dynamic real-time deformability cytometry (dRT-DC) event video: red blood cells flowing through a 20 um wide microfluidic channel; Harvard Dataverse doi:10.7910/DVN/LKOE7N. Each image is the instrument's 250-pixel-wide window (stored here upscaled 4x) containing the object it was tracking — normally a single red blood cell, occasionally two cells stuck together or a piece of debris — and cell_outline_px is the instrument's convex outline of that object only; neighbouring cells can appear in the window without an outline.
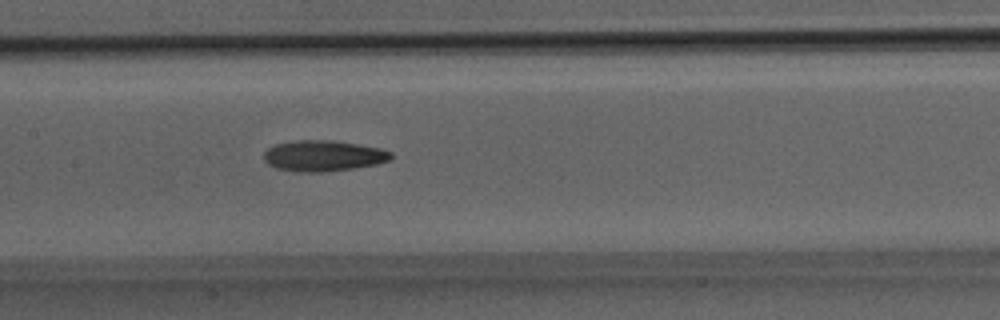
{"species": "Egyptian fruit bat (a non-hibernating species)", "species_latin": "Rousettus aegyptiacus", "temperature_condition": "room temperature", "stored_images_in_passage": 15, "camera_frame_rate_fps": 3000, "um_per_image_px": 0.085, "animal": {"sex": "male"}, "frame": {"image": 1, "passage_image": 15, "time_ms": 4.667, "image_size_px": [1000, 320], "cell_outline_px": [[392, 156], [388, 160], [376, 164], [356, 168], [320, 172], [296, 172], [276, 168], [268, 164], [264, 160], [264, 152], [268, 148], [276, 144], [296, 140], [332, 140], [380, 148], [392, 152]], "centroid_in_image_um": [27.46, 13.25], "position_along_channel_um": 179.9, "area_um2": 22.83}}